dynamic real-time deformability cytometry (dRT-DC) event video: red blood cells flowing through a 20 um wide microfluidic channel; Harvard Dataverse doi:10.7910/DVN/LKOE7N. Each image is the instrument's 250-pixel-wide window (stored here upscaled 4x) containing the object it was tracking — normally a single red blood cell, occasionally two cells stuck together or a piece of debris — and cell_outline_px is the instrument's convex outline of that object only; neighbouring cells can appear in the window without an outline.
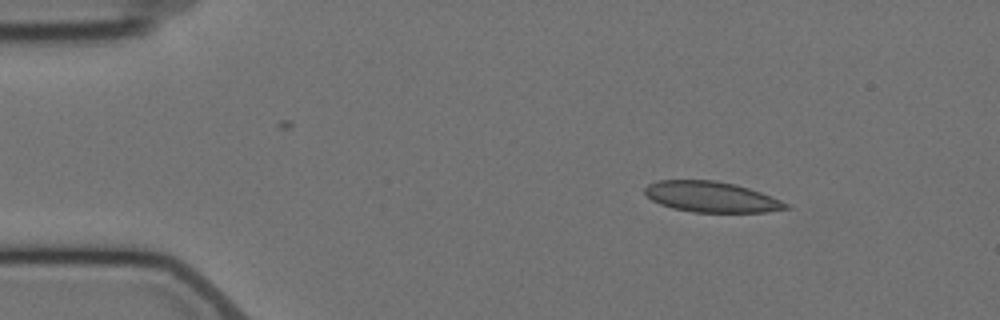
{"species": "Egyptian fruit bat (a non-hibernating species)", "species_latin": "Rousettus aegyptiacus", "temperature_condition": "cold", "stored_images_in_passage": 1, "camera_frame_rate_fps": 3000, "um_per_image_px": 0.085, "animal": {"sex": "female"}, "frame": {"image": 1, "passage_image": 1, "time_ms": 0.0, "image_size_px": [1000, 320], "cell_outline_px": [[792, 208], [768, 212], [692, 212], [672, 208], [660, 204], [652, 200], [644, 192], [644, 188], [648, 184], [656, 180], [716, 180], [736, 184], [772, 196], [792, 204]], "centroid_in_image_um": [60.51, 16.74], "position_along_channel_um": 24.5, "area_um2": 25.49}}